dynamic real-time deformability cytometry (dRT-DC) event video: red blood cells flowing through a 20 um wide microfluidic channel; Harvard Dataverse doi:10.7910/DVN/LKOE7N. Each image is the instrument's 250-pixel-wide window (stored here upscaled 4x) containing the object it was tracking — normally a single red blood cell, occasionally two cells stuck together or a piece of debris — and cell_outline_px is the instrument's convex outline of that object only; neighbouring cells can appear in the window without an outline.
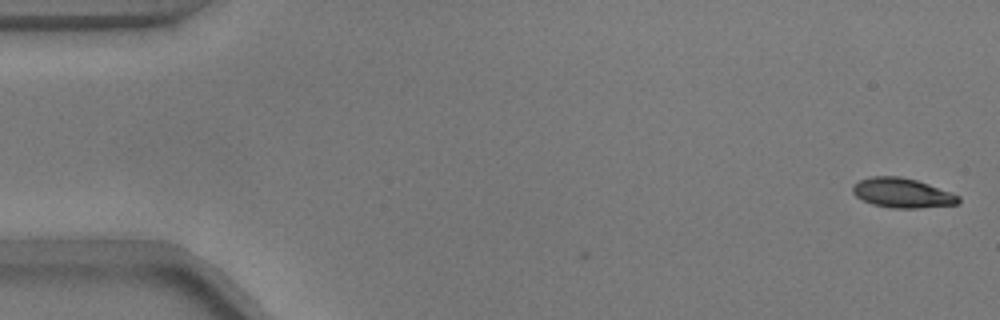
{"species": "common noctule bat (a hibernating species)", "species_latin": "Nyctalus noctula", "temperature_condition": "warm", "stored_images_in_passage": 3, "camera_frame_rate_fps": 3000, "um_per_image_px": 0.085, "animal": {"sex": "male", "body_mass_g": 17.9}, "frame": {"image": 1, "passage_image": 3, "time_ms": 0.667, "image_size_px": [1000, 320], "cell_outline_px": [[960, 200], [956, 204], [920, 208], [892, 208], [872, 204], [856, 196], [852, 192], [852, 184], [860, 180], [872, 176], [900, 176], [916, 180], [928, 184], [960, 196]], "centroid_in_image_um": [76.66, 16.4], "position_along_channel_um": 8.3, "area_um2": 18.15}}